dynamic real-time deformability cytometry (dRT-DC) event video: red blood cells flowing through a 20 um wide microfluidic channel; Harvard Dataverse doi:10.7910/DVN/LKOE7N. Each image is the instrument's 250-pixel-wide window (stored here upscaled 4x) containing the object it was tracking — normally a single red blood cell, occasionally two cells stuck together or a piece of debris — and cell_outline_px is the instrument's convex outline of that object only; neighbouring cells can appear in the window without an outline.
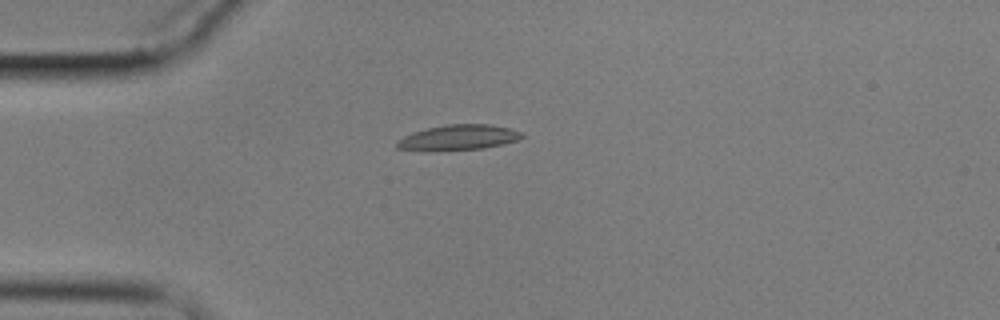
{"species": "common noctule bat (a hibernating species)", "species_latin": "Nyctalus noctula", "temperature_condition": "cold", "stored_images_in_passage": 3, "camera_frame_rate_fps": 3000, "um_per_image_px": 0.085, "animal": {"sex": "male", "body_mass_g": 17.9}, "frame": {"image": 1, "passage_image": 1, "time_ms": 0.0, "image_size_px": [1000, 320], "cell_outline_px": [[524, 136], [516, 140], [504, 144], [480, 148], [428, 152], [396, 148], [396, 144], [404, 136], [428, 128], [448, 124], [488, 124], [508, 128], [520, 132]], "centroid_in_image_um": [38.93, 11.7], "position_along_channel_um": 46.1, "area_um2": 18.26}}
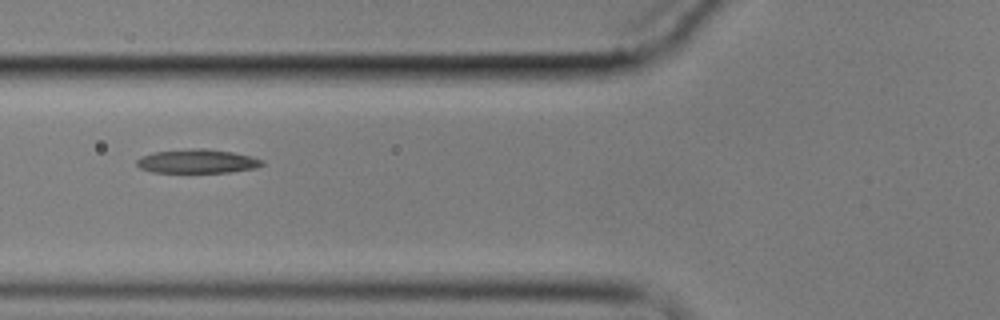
{"frame": {"image": 2, "passage_image": 3, "time_ms": 2.333, "image_size_px": [1000, 320], "cell_outline_px": [[264, 164], [256, 168], [228, 172], [152, 172], [140, 168], [136, 164], [136, 160], [140, 156], [152, 152], [192, 148], [204, 148], [232, 152], [252, 156], [264, 160]], "centroid_in_image_um": [16.76, 13.7], "position_along_channel_um": 109.0, "area_um2": 17.57}}